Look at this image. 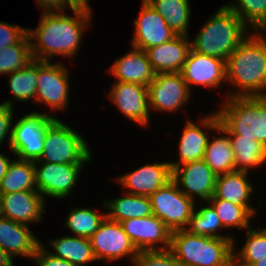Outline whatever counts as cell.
Here are the masks:
<instances>
[{
	"instance_id": "d590c367",
	"label": "cell",
	"mask_w": 266,
	"mask_h": 266,
	"mask_svg": "<svg viewBox=\"0 0 266 266\" xmlns=\"http://www.w3.org/2000/svg\"><path fill=\"white\" fill-rule=\"evenodd\" d=\"M105 218L106 213L98 214L90 208H74L68 214L65 224L77 237L89 239Z\"/></svg>"
},
{
	"instance_id": "484cf974",
	"label": "cell",
	"mask_w": 266,
	"mask_h": 266,
	"mask_svg": "<svg viewBox=\"0 0 266 266\" xmlns=\"http://www.w3.org/2000/svg\"><path fill=\"white\" fill-rule=\"evenodd\" d=\"M216 131L226 136H219L212 141L209 139L203 160L216 175H221L236 170L235 155L228 132L221 125Z\"/></svg>"
},
{
	"instance_id": "f35d334b",
	"label": "cell",
	"mask_w": 266,
	"mask_h": 266,
	"mask_svg": "<svg viewBox=\"0 0 266 266\" xmlns=\"http://www.w3.org/2000/svg\"><path fill=\"white\" fill-rule=\"evenodd\" d=\"M27 30V28L0 21V49L16 43H31Z\"/></svg>"
},
{
	"instance_id": "60d3db41",
	"label": "cell",
	"mask_w": 266,
	"mask_h": 266,
	"mask_svg": "<svg viewBox=\"0 0 266 266\" xmlns=\"http://www.w3.org/2000/svg\"><path fill=\"white\" fill-rule=\"evenodd\" d=\"M33 260H35L38 266H75L67 260L54 256L42 243L38 246Z\"/></svg>"
},
{
	"instance_id": "e575fe53",
	"label": "cell",
	"mask_w": 266,
	"mask_h": 266,
	"mask_svg": "<svg viewBox=\"0 0 266 266\" xmlns=\"http://www.w3.org/2000/svg\"><path fill=\"white\" fill-rule=\"evenodd\" d=\"M237 3V4H236ZM226 4L247 26L254 31L266 32V0H236Z\"/></svg>"
},
{
	"instance_id": "7bdbcfd3",
	"label": "cell",
	"mask_w": 266,
	"mask_h": 266,
	"mask_svg": "<svg viewBox=\"0 0 266 266\" xmlns=\"http://www.w3.org/2000/svg\"><path fill=\"white\" fill-rule=\"evenodd\" d=\"M66 5L71 8V10H80L91 13L92 9L89 5V0H65Z\"/></svg>"
},
{
	"instance_id": "30bf717a",
	"label": "cell",
	"mask_w": 266,
	"mask_h": 266,
	"mask_svg": "<svg viewBox=\"0 0 266 266\" xmlns=\"http://www.w3.org/2000/svg\"><path fill=\"white\" fill-rule=\"evenodd\" d=\"M38 164L41 166L39 167ZM34 166L37 191L42 196L47 195L58 199L71 195L83 168V164L50 162H34Z\"/></svg>"
},
{
	"instance_id": "44dd1931",
	"label": "cell",
	"mask_w": 266,
	"mask_h": 266,
	"mask_svg": "<svg viewBox=\"0 0 266 266\" xmlns=\"http://www.w3.org/2000/svg\"><path fill=\"white\" fill-rule=\"evenodd\" d=\"M189 40L187 36L176 35L170 41L145 49L154 72H180L191 50Z\"/></svg>"
},
{
	"instance_id": "f546056e",
	"label": "cell",
	"mask_w": 266,
	"mask_h": 266,
	"mask_svg": "<svg viewBox=\"0 0 266 266\" xmlns=\"http://www.w3.org/2000/svg\"><path fill=\"white\" fill-rule=\"evenodd\" d=\"M235 155L236 170L248 172L249 168L263 165L266 161V147L259 141L228 134Z\"/></svg>"
},
{
	"instance_id": "6da1fadb",
	"label": "cell",
	"mask_w": 266,
	"mask_h": 266,
	"mask_svg": "<svg viewBox=\"0 0 266 266\" xmlns=\"http://www.w3.org/2000/svg\"><path fill=\"white\" fill-rule=\"evenodd\" d=\"M73 13L75 17L65 15L64 11H44L38 28L27 30L34 60L51 62L54 55L67 58L76 55L92 13L80 10H73Z\"/></svg>"
},
{
	"instance_id": "8992f818",
	"label": "cell",
	"mask_w": 266,
	"mask_h": 266,
	"mask_svg": "<svg viewBox=\"0 0 266 266\" xmlns=\"http://www.w3.org/2000/svg\"><path fill=\"white\" fill-rule=\"evenodd\" d=\"M91 159V152L84 138L56 118L47 128L42 155L35 162L84 164Z\"/></svg>"
},
{
	"instance_id": "ba28073f",
	"label": "cell",
	"mask_w": 266,
	"mask_h": 266,
	"mask_svg": "<svg viewBox=\"0 0 266 266\" xmlns=\"http://www.w3.org/2000/svg\"><path fill=\"white\" fill-rule=\"evenodd\" d=\"M150 200L153 215L171 232L185 229L196 208L195 200L184 195L173 180L157 189Z\"/></svg>"
},
{
	"instance_id": "d6986e66",
	"label": "cell",
	"mask_w": 266,
	"mask_h": 266,
	"mask_svg": "<svg viewBox=\"0 0 266 266\" xmlns=\"http://www.w3.org/2000/svg\"><path fill=\"white\" fill-rule=\"evenodd\" d=\"M201 119V121L199 120L200 125L193 123L191 120L186 122L179 143L180 162H169L171 169L187 162L203 159L209 136L202 128L215 131L220 125V119L216 111ZM199 126H202V128Z\"/></svg>"
},
{
	"instance_id": "9a60e30c",
	"label": "cell",
	"mask_w": 266,
	"mask_h": 266,
	"mask_svg": "<svg viewBox=\"0 0 266 266\" xmlns=\"http://www.w3.org/2000/svg\"><path fill=\"white\" fill-rule=\"evenodd\" d=\"M180 73L190 91L193 84L216 88L226 82V61L191 49Z\"/></svg>"
},
{
	"instance_id": "52a82bcc",
	"label": "cell",
	"mask_w": 266,
	"mask_h": 266,
	"mask_svg": "<svg viewBox=\"0 0 266 266\" xmlns=\"http://www.w3.org/2000/svg\"><path fill=\"white\" fill-rule=\"evenodd\" d=\"M56 118L47 113L30 112L21 117L12 127L9 148L18 159L38 161L44 149L48 126Z\"/></svg>"
},
{
	"instance_id": "cb8c5ba5",
	"label": "cell",
	"mask_w": 266,
	"mask_h": 266,
	"mask_svg": "<svg viewBox=\"0 0 266 266\" xmlns=\"http://www.w3.org/2000/svg\"><path fill=\"white\" fill-rule=\"evenodd\" d=\"M246 171L234 170L225 174L217 175L215 190L212 197L229 201L240 206H252L248 202L254 191L248 181Z\"/></svg>"
},
{
	"instance_id": "d4e9b609",
	"label": "cell",
	"mask_w": 266,
	"mask_h": 266,
	"mask_svg": "<svg viewBox=\"0 0 266 266\" xmlns=\"http://www.w3.org/2000/svg\"><path fill=\"white\" fill-rule=\"evenodd\" d=\"M125 196L104 202V206L110 209L106 217L112 221L122 222L126 219L143 218L152 216L150 197L124 193Z\"/></svg>"
},
{
	"instance_id": "836d02e7",
	"label": "cell",
	"mask_w": 266,
	"mask_h": 266,
	"mask_svg": "<svg viewBox=\"0 0 266 266\" xmlns=\"http://www.w3.org/2000/svg\"><path fill=\"white\" fill-rule=\"evenodd\" d=\"M246 243L237 254L233 252V266H251L266 257V227L262 230L247 229Z\"/></svg>"
},
{
	"instance_id": "4fadbf2b",
	"label": "cell",
	"mask_w": 266,
	"mask_h": 266,
	"mask_svg": "<svg viewBox=\"0 0 266 266\" xmlns=\"http://www.w3.org/2000/svg\"><path fill=\"white\" fill-rule=\"evenodd\" d=\"M216 178L217 175L203 159L187 162L172 169V180L184 195L193 200L197 195L203 201L212 198Z\"/></svg>"
},
{
	"instance_id": "ee69618b",
	"label": "cell",
	"mask_w": 266,
	"mask_h": 266,
	"mask_svg": "<svg viewBox=\"0 0 266 266\" xmlns=\"http://www.w3.org/2000/svg\"><path fill=\"white\" fill-rule=\"evenodd\" d=\"M12 160L5 156V154L0 153V183L3 177L6 175V172L11 164Z\"/></svg>"
},
{
	"instance_id": "4316f807",
	"label": "cell",
	"mask_w": 266,
	"mask_h": 266,
	"mask_svg": "<svg viewBox=\"0 0 266 266\" xmlns=\"http://www.w3.org/2000/svg\"><path fill=\"white\" fill-rule=\"evenodd\" d=\"M50 244L55 252L54 256L67 260L75 266L97 261L90 240L84 237L65 236L51 240Z\"/></svg>"
},
{
	"instance_id": "7402d4cb",
	"label": "cell",
	"mask_w": 266,
	"mask_h": 266,
	"mask_svg": "<svg viewBox=\"0 0 266 266\" xmlns=\"http://www.w3.org/2000/svg\"><path fill=\"white\" fill-rule=\"evenodd\" d=\"M28 227L0 215V248L11 259L17 255L34 258L41 242Z\"/></svg>"
},
{
	"instance_id": "d6a6232c",
	"label": "cell",
	"mask_w": 266,
	"mask_h": 266,
	"mask_svg": "<svg viewBox=\"0 0 266 266\" xmlns=\"http://www.w3.org/2000/svg\"><path fill=\"white\" fill-rule=\"evenodd\" d=\"M223 229L219 217L211 204L195 209L185 230L194 235L213 238L233 239L227 235H219L218 229Z\"/></svg>"
},
{
	"instance_id": "83f0119b",
	"label": "cell",
	"mask_w": 266,
	"mask_h": 266,
	"mask_svg": "<svg viewBox=\"0 0 266 266\" xmlns=\"http://www.w3.org/2000/svg\"><path fill=\"white\" fill-rule=\"evenodd\" d=\"M176 34L188 37L190 7L188 0H146Z\"/></svg>"
},
{
	"instance_id": "b9f144b4",
	"label": "cell",
	"mask_w": 266,
	"mask_h": 266,
	"mask_svg": "<svg viewBox=\"0 0 266 266\" xmlns=\"http://www.w3.org/2000/svg\"><path fill=\"white\" fill-rule=\"evenodd\" d=\"M44 11H64L68 6L65 0H36Z\"/></svg>"
},
{
	"instance_id": "f6af8a7d",
	"label": "cell",
	"mask_w": 266,
	"mask_h": 266,
	"mask_svg": "<svg viewBox=\"0 0 266 266\" xmlns=\"http://www.w3.org/2000/svg\"><path fill=\"white\" fill-rule=\"evenodd\" d=\"M1 248H0V266H14V263Z\"/></svg>"
},
{
	"instance_id": "7c38bea8",
	"label": "cell",
	"mask_w": 266,
	"mask_h": 266,
	"mask_svg": "<svg viewBox=\"0 0 266 266\" xmlns=\"http://www.w3.org/2000/svg\"><path fill=\"white\" fill-rule=\"evenodd\" d=\"M148 87L149 108L175 112L190 98V90L180 72L157 73Z\"/></svg>"
},
{
	"instance_id": "603a6c76",
	"label": "cell",
	"mask_w": 266,
	"mask_h": 266,
	"mask_svg": "<svg viewBox=\"0 0 266 266\" xmlns=\"http://www.w3.org/2000/svg\"><path fill=\"white\" fill-rule=\"evenodd\" d=\"M117 82L137 83L148 86L155 72L144 50L132 47V50L120 57L109 69Z\"/></svg>"
},
{
	"instance_id": "ffe728a7",
	"label": "cell",
	"mask_w": 266,
	"mask_h": 266,
	"mask_svg": "<svg viewBox=\"0 0 266 266\" xmlns=\"http://www.w3.org/2000/svg\"><path fill=\"white\" fill-rule=\"evenodd\" d=\"M117 180L127 188L126 193L150 197L172 180V169L169 162L147 164L123 174Z\"/></svg>"
},
{
	"instance_id": "277c9868",
	"label": "cell",
	"mask_w": 266,
	"mask_h": 266,
	"mask_svg": "<svg viewBox=\"0 0 266 266\" xmlns=\"http://www.w3.org/2000/svg\"><path fill=\"white\" fill-rule=\"evenodd\" d=\"M234 239L171 232L170 250L182 266H233Z\"/></svg>"
},
{
	"instance_id": "4dcf8cb0",
	"label": "cell",
	"mask_w": 266,
	"mask_h": 266,
	"mask_svg": "<svg viewBox=\"0 0 266 266\" xmlns=\"http://www.w3.org/2000/svg\"><path fill=\"white\" fill-rule=\"evenodd\" d=\"M207 202H210L215 209L223 228L239 227L248 229L251 227L249 226V219L254 217L256 212L254 207L236 205L217 197H212Z\"/></svg>"
},
{
	"instance_id": "8fae6325",
	"label": "cell",
	"mask_w": 266,
	"mask_h": 266,
	"mask_svg": "<svg viewBox=\"0 0 266 266\" xmlns=\"http://www.w3.org/2000/svg\"><path fill=\"white\" fill-rule=\"evenodd\" d=\"M62 63L38 61V83L35 103L44 102L53 110L68 105L69 71Z\"/></svg>"
},
{
	"instance_id": "3957f363",
	"label": "cell",
	"mask_w": 266,
	"mask_h": 266,
	"mask_svg": "<svg viewBox=\"0 0 266 266\" xmlns=\"http://www.w3.org/2000/svg\"><path fill=\"white\" fill-rule=\"evenodd\" d=\"M247 28L229 7L223 5L196 34L191 49L226 61L248 35Z\"/></svg>"
},
{
	"instance_id": "9c48e42d",
	"label": "cell",
	"mask_w": 266,
	"mask_h": 266,
	"mask_svg": "<svg viewBox=\"0 0 266 266\" xmlns=\"http://www.w3.org/2000/svg\"><path fill=\"white\" fill-rule=\"evenodd\" d=\"M97 261H116L129 257L133 260L139 252L119 222L107 217L89 238Z\"/></svg>"
},
{
	"instance_id": "bcb514c9",
	"label": "cell",
	"mask_w": 266,
	"mask_h": 266,
	"mask_svg": "<svg viewBox=\"0 0 266 266\" xmlns=\"http://www.w3.org/2000/svg\"><path fill=\"white\" fill-rule=\"evenodd\" d=\"M251 266H266V257L262 258V260L253 263Z\"/></svg>"
},
{
	"instance_id": "8d00e7d4",
	"label": "cell",
	"mask_w": 266,
	"mask_h": 266,
	"mask_svg": "<svg viewBox=\"0 0 266 266\" xmlns=\"http://www.w3.org/2000/svg\"><path fill=\"white\" fill-rule=\"evenodd\" d=\"M30 43H16L0 49V73L11 74L33 61Z\"/></svg>"
},
{
	"instance_id": "7a4b0ae2",
	"label": "cell",
	"mask_w": 266,
	"mask_h": 266,
	"mask_svg": "<svg viewBox=\"0 0 266 266\" xmlns=\"http://www.w3.org/2000/svg\"><path fill=\"white\" fill-rule=\"evenodd\" d=\"M260 33L248 34L227 58L226 82L239 89L227 97L266 96V37Z\"/></svg>"
},
{
	"instance_id": "2e32d148",
	"label": "cell",
	"mask_w": 266,
	"mask_h": 266,
	"mask_svg": "<svg viewBox=\"0 0 266 266\" xmlns=\"http://www.w3.org/2000/svg\"><path fill=\"white\" fill-rule=\"evenodd\" d=\"M110 99L123 115L138 125L149 124L148 87L128 82H115L109 94Z\"/></svg>"
},
{
	"instance_id": "ab89813d",
	"label": "cell",
	"mask_w": 266,
	"mask_h": 266,
	"mask_svg": "<svg viewBox=\"0 0 266 266\" xmlns=\"http://www.w3.org/2000/svg\"><path fill=\"white\" fill-rule=\"evenodd\" d=\"M13 119V104L12 101H5L4 103L0 104V145L8 136L9 145L11 143L12 138V120Z\"/></svg>"
},
{
	"instance_id": "5bb4252c",
	"label": "cell",
	"mask_w": 266,
	"mask_h": 266,
	"mask_svg": "<svg viewBox=\"0 0 266 266\" xmlns=\"http://www.w3.org/2000/svg\"><path fill=\"white\" fill-rule=\"evenodd\" d=\"M120 224L138 251L170 249L171 231L155 215L126 219ZM159 243L163 246L156 247Z\"/></svg>"
},
{
	"instance_id": "f1b7e54d",
	"label": "cell",
	"mask_w": 266,
	"mask_h": 266,
	"mask_svg": "<svg viewBox=\"0 0 266 266\" xmlns=\"http://www.w3.org/2000/svg\"><path fill=\"white\" fill-rule=\"evenodd\" d=\"M37 191L34 162L15 160L11 162L0 183V194Z\"/></svg>"
},
{
	"instance_id": "e0dca14e",
	"label": "cell",
	"mask_w": 266,
	"mask_h": 266,
	"mask_svg": "<svg viewBox=\"0 0 266 266\" xmlns=\"http://www.w3.org/2000/svg\"><path fill=\"white\" fill-rule=\"evenodd\" d=\"M44 205L45 197L38 191L0 194V215L24 225L40 222Z\"/></svg>"
},
{
	"instance_id": "74e56055",
	"label": "cell",
	"mask_w": 266,
	"mask_h": 266,
	"mask_svg": "<svg viewBox=\"0 0 266 266\" xmlns=\"http://www.w3.org/2000/svg\"><path fill=\"white\" fill-rule=\"evenodd\" d=\"M132 262L135 266H182L170 249L141 250Z\"/></svg>"
},
{
	"instance_id": "ac0fdd59",
	"label": "cell",
	"mask_w": 266,
	"mask_h": 266,
	"mask_svg": "<svg viewBox=\"0 0 266 266\" xmlns=\"http://www.w3.org/2000/svg\"><path fill=\"white\" fill-rule=\"evenodd\" d=\"M134 26L136 30L132 47L142 50L170 41L176 36L146 0H142L141 11L138 19L134 20Z\"/></svg>"
},
{
	"instance_id": "5b68a950",
	"label": "cell",
	"mask_w": 266,
	"mask_h": 266,
	"mask_svg": "<svg viewBox=\"0 0 266 266\" xmlns=\"http://www.w3.org/2000/svg\"><path fill=\"white\" fill-rule=\"evenodd\" d=\"M216 112L228 134L259 141L266 147V96L227 97Z\"/></svg>"
},
{
	"instance_id": "1f68e13d",
	"label": "cell",
	"mask_w": 266,
	"mask_h": 266,
	"mask_svg": "<svg viewBox=\"0 0 266 266\" xmlns=\"http://www.w3.org/2000/svg\"><path fill=\"white\" fill-rule=\"evenodd\" d=\"M9 88L17 101H29L36 96L38 83V60L31 61L26 67L9 74Z\"/></svg>"
}]
</instances>
